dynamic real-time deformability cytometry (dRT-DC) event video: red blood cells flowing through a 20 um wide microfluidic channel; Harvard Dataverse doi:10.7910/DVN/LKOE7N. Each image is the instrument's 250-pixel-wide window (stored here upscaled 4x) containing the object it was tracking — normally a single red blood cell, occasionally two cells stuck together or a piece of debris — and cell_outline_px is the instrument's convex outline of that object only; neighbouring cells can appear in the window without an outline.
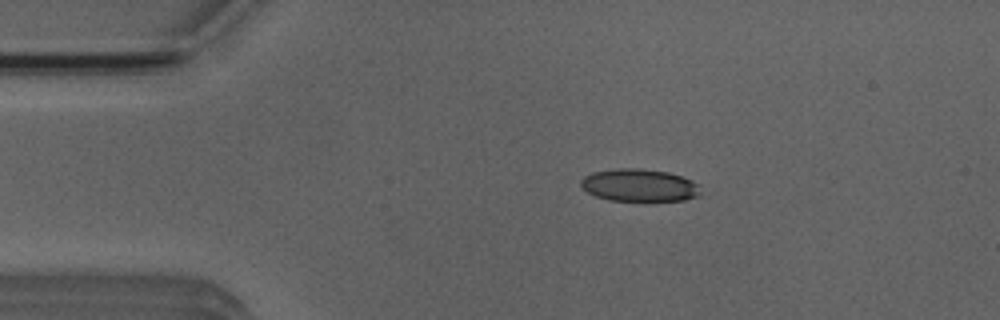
{"species": "Egyptian fruit bat (a non-hibernating species)", "species_latin": "Rousettus aegyptiacus", "temperature_condition": "room temperature", "stored_images_in_passage": 4, "camera_frame_rate_fps": 3000, "um_per_image_px": 0.085, "animal": {"sex": "male"}, "frame": {"image": 1, "passage_image": 2, "time_ms": 1.0, "image_size_px": [1000, 320], "cell_outline_px": [[700, 196], [684, 200], [608, 200], [596, 196], [588, 192], [580, 184], [580, 180], [584, 176], [592, 172], [620, 168], [636, 168], [668, 172], [692, 180], [700, 184]], "centroid_in_image_um": [54.36, 15.74], "position_along_channel_um": 30.6, "area_um2": 22.6}}